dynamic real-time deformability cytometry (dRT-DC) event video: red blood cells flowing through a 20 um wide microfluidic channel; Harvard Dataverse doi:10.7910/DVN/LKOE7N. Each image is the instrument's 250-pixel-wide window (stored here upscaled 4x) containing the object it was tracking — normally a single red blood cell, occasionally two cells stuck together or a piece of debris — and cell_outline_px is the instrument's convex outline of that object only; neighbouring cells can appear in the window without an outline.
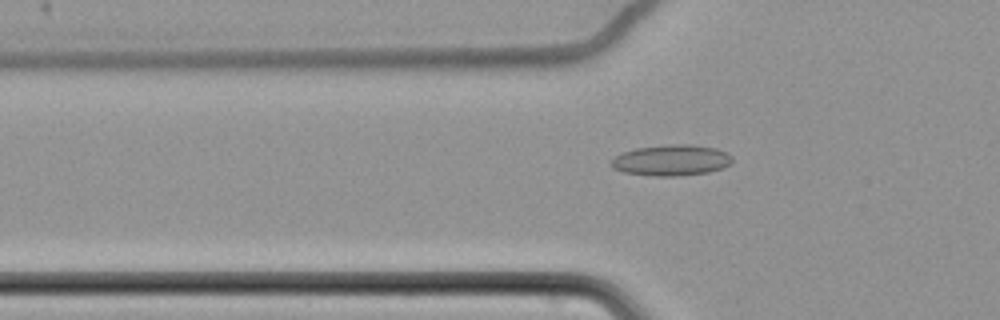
{"species": "common noctule bat (a hibernating species)", "species_latin": "Nyctalus noctula", "temperature_condition": "cold", "stored_images_in_passage": 62, "camera_frame_rate_fps": 3000, "um_per_image_px": 0.085, "animal": {"sex": "female", "body_mass_g": 22.7, "forearm_length_mm": 54.2}, "frame": {"image": 1, "passage_image": 23, "time_ms": 7.333, "image_size_px": [1000, 320], "cell_outline_px": [[732, 164], [724, 168], [708, 172], [680, 176], [652, 176], [624, 172], [612, 168], [612, 160], [616, 156], [624, 152], [636, 148], [672, 144], [692, 144], [716, 148], [728, 152], [732, 156]], "centroid_in_image_um": [57.13, 13.62], "position_along_channel_um": 68.7, "area_um2": 21.96}}
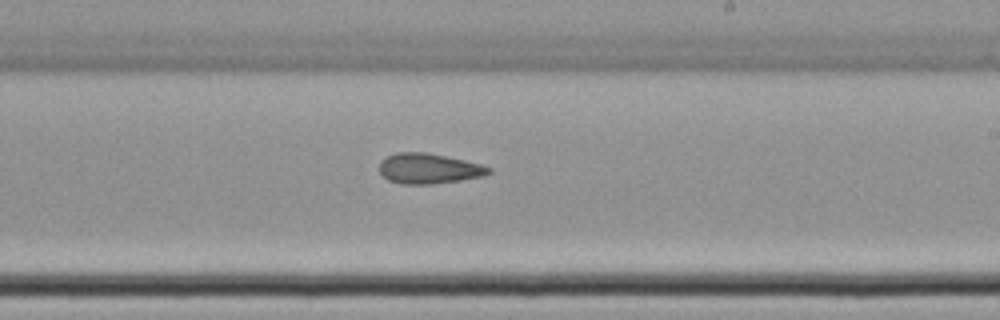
{"frame": {"image": 2, "passage_image": 39, "time_ms": 12.667, "image_size_px": [1000, 320], "cell_outline_px": [[492, 172], [484, 176], [460, 180], [432, 184], [400, 184], [388, 180], [380, 172], [380, 160], [396, 152], [424, 152], [464, 160], [480, 164], [492, 168]], "centroid_in_image_um": [36.44, 14.33], "position_along_channel_um": 252.6, "area_um2": 19.25}}
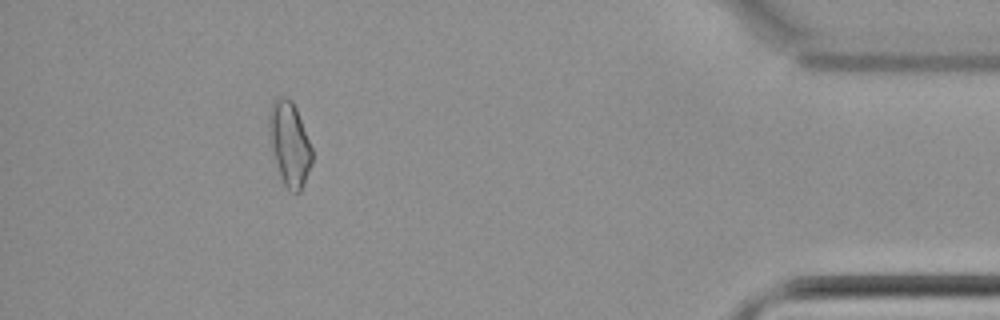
{"frame": {"image": 3, "passage_image": 57, "time_ms": 18.667, "image_size_px": [1000, 320], "cell_outline_px": [[312, 164], [300, 192], [292, 192], [284, 184], [280, 176], [272, 148], [268, 124], [268, 112], [272, 100], [280, 96], [284, 96], [292, 100], [296, 108], [312, 148]], "centroid_in_image_um": [24.6, 12.18], "position_along_channel_um": 410.6, "area_um2": 20.92}, "authors_computed_cell_mechanics": {"area_um2": 20.4612, "velocity_mm_per_s": 3.4877, "shape_relaxation_time_tau1_ms": 6.3305, "shape_relaxation_time_tau2_ms": 4.403, "deformation_change_tau1": 0.0892, "deformation_change_tau2": 0.1067}}